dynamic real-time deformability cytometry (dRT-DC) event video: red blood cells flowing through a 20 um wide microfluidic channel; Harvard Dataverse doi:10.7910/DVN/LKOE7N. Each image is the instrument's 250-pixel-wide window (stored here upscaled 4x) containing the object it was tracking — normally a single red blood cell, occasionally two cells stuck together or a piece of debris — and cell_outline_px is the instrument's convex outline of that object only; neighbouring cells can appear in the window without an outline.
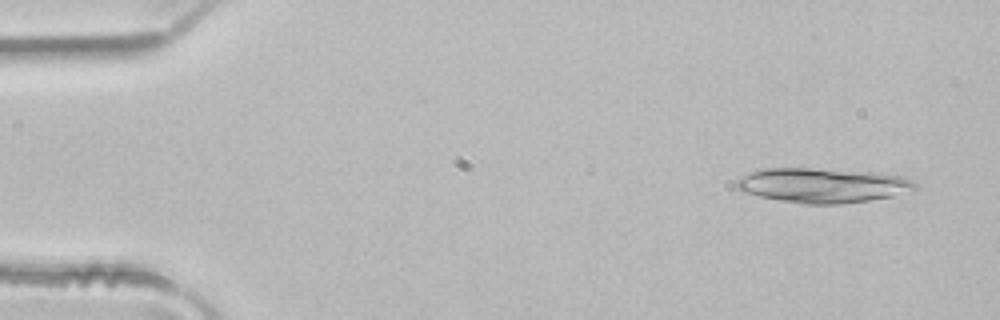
{"species": "common noctule bat (a hibernating species)", "species_latin": "Nyctalus noctula", "temperature_condition": "room temperature", "stored_images_in_passage": 4, "camera_frame_rate_fps": 3000, "um_per_image_px": 0.085, "animal": {"sex": "male", "body_mass_g": 21.5, "forearm_length_mm": 52.0}, "frame": {"image": 1, "passage_image": 1, "time_ms": 0.0, "image_size_px": [1000, 320], "cell_outline_px": [[920, 188], [912, 192], [892, 196], [868, 200], [840, 204], [804, 204], [780, 200], [740, 192], [736, 188], [736, 180], [752, 172], [764, 168], [812, 168], [872, 172], [900, 176], [912, 180], [920, 184]], "centroid_in_image_um": [69.97, 15.75], "position_along_channel_um": 15.0, "area_um2": 36.24}}